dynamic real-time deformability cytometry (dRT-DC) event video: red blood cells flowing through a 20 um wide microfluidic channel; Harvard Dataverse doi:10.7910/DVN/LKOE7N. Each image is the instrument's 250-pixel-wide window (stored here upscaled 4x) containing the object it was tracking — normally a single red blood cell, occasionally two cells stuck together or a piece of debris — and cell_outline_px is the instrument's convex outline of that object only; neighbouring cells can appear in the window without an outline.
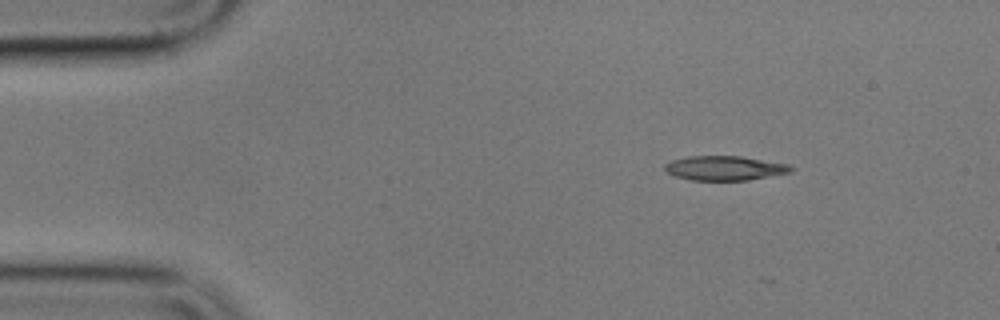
{"species": "common noctule bat (a hibernating species)", "species_latin": "Nyctalus noctula", "temperature_condition": "cold", "stored_images_in_passage": 3, "camera_frame_rate_fps": 3000, "um_per_image_px": 0.085, "animal": {"sex": "male", "body_mass_g": 17.9}, "frame": {"image": 1, "passage_image": 1, "time_ms": 0.0, "image_size_px": [1000, 320], "cell_outline_px": [[796, 168], [792, 172], [748, 180], [692, 180], [676, 176], [668, 172], [664, 168], [664, 164], [672, 160], [688, 156], [740, 156], [788, 164]], "centroid_in_image_um": [61.63, 14.29], "position_along_channel_um": 23.4, "area_um2": 17.92}}